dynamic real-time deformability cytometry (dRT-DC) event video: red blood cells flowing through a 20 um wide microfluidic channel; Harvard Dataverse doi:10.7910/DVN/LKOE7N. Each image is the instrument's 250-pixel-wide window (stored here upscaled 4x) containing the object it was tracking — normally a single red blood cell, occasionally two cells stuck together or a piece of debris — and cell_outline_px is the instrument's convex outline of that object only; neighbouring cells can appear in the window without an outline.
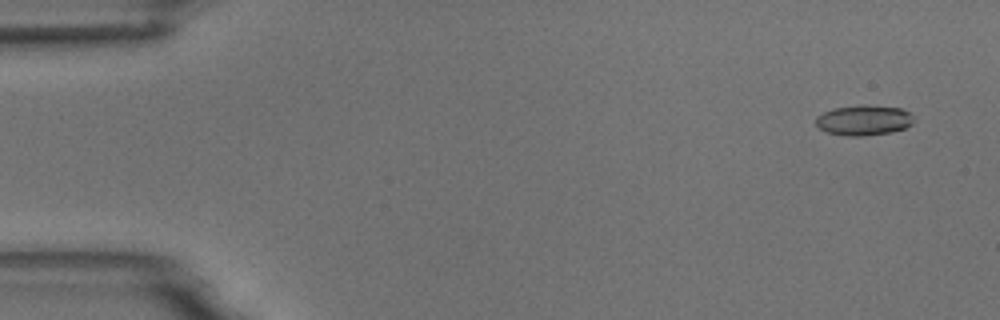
{"species": "common noctule bat (a hibernating species)", "species_latin": "Nyctalus noctula", "temperature_condition": "room temperature", "stored_images_in_passage": 4, "camera_frame_rate_fps": 3000, "um_per_image_px": 0.085, "animal": {"sex": "male", "body_mass_g": 18.8}, "frame": {"image": 1, "passage_image": 1, "time_ms": 0.0, "image_size_px": [1000, 320], "cell_outline_px": [[912, 124], [904, 128], [892, 132], [864, 136], [848, 136], [828, 132], [820, 128], [816, 124], [816, 116], [824, 112], [836, 108], [900, 108], [908, 112], [912, 116]], "centroid_in_image_um": [73.41, 10.28], "position_along_channel_um": 11.6, "area_um2": 16.18}}
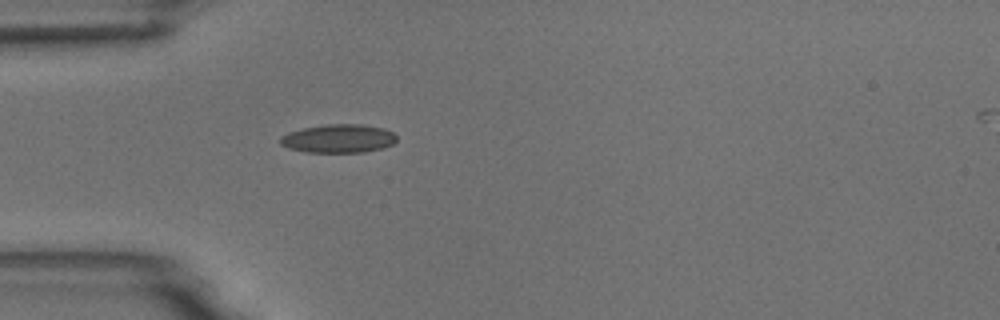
{"frame": {"image": 2, "passage_image": 4, "time_ms": 4.333, "image_size_px": [1000, 320], "cell_outline_px": [[396, 140], [392, 144], [380, 148], [364, 152], [308, 152], [288, 148], [280, 144], [280, 136], [288, 132], [304, 128], [324, 124], [360, 124], [384, 128], [392, 132], [396, 136]], "centroid_in_image_um": [28.75, 11.77], "position_along_channel_um": 56.3, "area_um2": 19.25}}